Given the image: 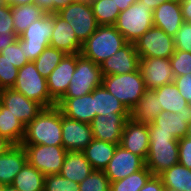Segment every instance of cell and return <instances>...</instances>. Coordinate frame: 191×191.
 Listing matches in <instances>:
<instances>
[{
  "label": "cell",
  "instance_id": "603a6c76",
  "mask_svg": "<svg viewBox=\"0 0 191 191\" xmlns=\"http://www.w3.org/2000/svg\"><path fill=\"white\" fill-rule=\"evenodd\" d=\"M50 46L62 50L66 54L81 53L83 46L77 39L70 23H67L57 13H54V27Z\"/></svg>",
  "mask_w": 191,
  "mask_h": 191
},
{
  "label": "cell",
  "instance_id": "f907efd6",
  "mask_svg": "<svg viewBox=\"0 0 191 191\" xmlns=\"http://www.w3.org/2000/svg\"><path fill=\"white\" fill-rule=\"evenodd\" d=\"M139 1L145 4L147 9H152L154 11L161 3L169 2L172 0H139Z\"/></svg>",
  "mask_w": 191,
  "mask_h": 191
},
{
  "label": "cell",
  "instance_id": "277c9868",
  "mask_svg": "<svg viewBox=\"0 0 191 191\" xmlns=\"http://www.w3.org/2000/svg\"><path fill=\"white\" fill-rule=\"evenodd\" d=\"M102 85L129 111L137 105L146 91L144 79L139 69L127 74L103 76Z\"/></svg>",
  "mask_w": 191,
  "mask_h": 191
},
{
  "label": "cell",
  "instance_id": "ee69618b",
  "mask_svg": "<svg viewBox=\"0 0 191 191\" xmlns=\"http://www.w3.org/2000/svg\"><path fill=\"white\" fill-rule=\"evenodd\" d=\"M15 33L11 7L9 5L0 6V34Z\"/></svg>",
  "mask_w": 191,
  "mask_h": 191
},
{
  "label": "cell",
  "instance_id": "680465c9",
  "mask_svg": "<svg viewBox=\"0 0 191 191\" xmlns=\"http://www.w3.org/2000/svg\"><path fill=\"white\" fill-rule=\"evenodd\" d=\"M4 186H5V185H4L3 183L0 182V191L3 190Z\"/></svg>",
  "mask_w": 191,
  "mask_h": 191
},
{
  "label": "cell",
  "instance_id": "44dd1931",
  "mask_svg": "<svg viewBox=\"0 0 191 191\" xmlns=\"http://www.w3.org/2000/svg\"><path fill=\"white\" fill-rule=\"evenodd\" d=\"M180 0L161 3L153 11V26L174 37L184 23Z\"/></svg>",
  "mask_w": 191,
  "mask_h": 191
},
{
  "label": "cell",
  "instance_id": "e575fe53",
  "mask_svg": "<svg viewBox=\"0 0 191 191\" xmlns=\"http://www.w3.org/2000/svg\"><path fill=\"white\" fill-rule=\"evenodd\" d=\"M65 55L62 50L49 46L33 62L40 75L47 79Z\"/></svg>",
  "mask_w": 191,
  "mask_h": 191
},
{
  "label": "cell",
  "instance_id": "8fae6325",
  "mask_svg": "<svg viewBox=\"0 0 191 191\" xmlns=\"http://www.w3.org/2000/svg\"><path fill=\"white\" fill-rule=\"evenodd\" d=\"M134 45L139 57L170 58L175 52L174 38L155 26L137 39Z\"/></svg>",
  "mask_w": 191,
  "mask_h": 191
},
{
  "label": "cell",
  "instance_id": "f5cc1de1",
  "mask_svg": "<svg viewBox=\"0 0 191 191\" xmlns=\"http://www.w3.org/2000/svg\"><path fill=\"white\" fill-rule=\"evenodd\" d=\"M115 5L118 6L119 11L126 10L130 5L134 4L138 0H113Z\"/></svg>",
  "mask_w": 191,
  "mask_h": 191
},
{
  "label": "cell",
  "instance_id": "3957f363",
  "mask_svg": "<svg viewBox=\"0 0 191 191\" xmlns=\"http://www.w3.org/2000/svg\"><path fill=\"white\" fill-rule=\"evenodd\" d=\"M179 163L178 140L171 133L149 132V151L145 166L153 176H159Z\"/></svg>",
  "mask_w": 191,
  "mask_h": 191
},
{
  "label": "cell",
  "instance_id": "b9f144b4",
  "mask_svg": "<svg viewBox=\"0 0 191 191\" xmlns=\"http://www.w3.org/2000/svg\"><path fill=\"white\" fill-rule=\"evenodd\" d=\"M173 38L175 50L191 53V23L184 22Z\"/></svg>",
  "mask_w": 191,
  "mask_h": 191
},
{
  "label": "cell",
  "instance_id": "816d5d0a",
  "mask_svg": "<svg viewBox=\"0 0 191 191\" xmlns=\"http://www.w3.org/2000/svg\"><path fill=\"white\" fill-rule=\"evenodd\" d=\"M12 146V142L0 135V155L6 153Z\"/></svg>",
  "mask_w": 191,
  "mask_h": 191
},
{
  "label": "cell",
  "instance_id": "6da1fadb",
  "mask_svg": "<svg viewBox=\"0 0 191 191\" xmlns=\"http://www.w3.org/2000/svg\"><path fill=\"white\" fill-rule=\"evenodd\" d=\"M22 144L63 146L62 112L57 106L43 108L25 127Z\"/></svg>",
  "mask_w": 191,
  "mask_h": 191
},
{
  "label": "cell",
  "instance_id": "5b68a950",
  "mask_svg": "<svg viewBox=\"0 0 191 191\" xmlns=\"http://www.w3.org/2000/svg\"><path fill=\"white\" fill-rule=\"evenodd\" d=\"M153 26V10L136 1L126 10L120 11L114 27L128 43H134Z\"/></svg>",
  "mask_w": 191,
  "mask_h": 191
},
{
  "label": "cell",
  "instance_id": "2e32d148",
  "mask_svg": "<svg viewBox=\"0 0 191 191\" xmlns=\"http://www.w3.org/2000/svg\"><path fill=\"white\" fill-rule=\"evenodd\" d=\"M144 166L145 161L140 156L118 145L104 172L110 182H115L141 170Z\"/></svg>",
  "mask_w": 191,
  "mask_h": 191
},
{
  "label": "cell",
  "instance_id": "91938a15",
  "mask_svg": "<svg viewBox=\"0 0 191 191\" xmlns=\"http://www.w3.org/2000/svg\"><path fill=\"white\" fill-rule=\"evenodd\" d=\"M73 1H87V2H91L92 0H73Z\"/></svg>",
  "mask_w": 191,
  "mask_h": 191
},
{
  "label": "cell",
  "instance_id": "1f68e13d",
  "mask_svg": "<svg viewBox=\"0 0 191 191\" xmlns=\"http://www.w3.org/2000/svg\"><path fill=\"white\" fill-rule=\"evenodd\" d=\"M0 135L13 144H22L25 136L24 124L0 103Z\"/></svg>",
  "mask_w": 191,
  "mask_h": 191
},
{
  "label": "cell",
  "instance_id": "83f0119b",
  "mask_svg": "<svg viewBox=\"0 0 191 191\" xmlns=\"http://www.w3.org/2000/svg\"><path fill=\"white\" fill-rule=\"evenodd\" d=\"M94 113L98 115L113 116V113H130L127 107L103 86L93 90Z\"/></svg>",
  "mask_w": 191,
  "mask_h": 191
},
{
  "label": "cell",
  "instance_id": "db71d44e",
  "mask_svg": "<svg viewBox=\"0 0 191 191\" xmlns=\"http://www.w3.org/2000/svg\"><path fill=\"white\" fill-rule=\"evenodd\" d=\"M34 0H12V7L21 6L25 4H33Z\"/></svg>",
  "mask_w": 191,
  "mask_h": 191
},
{
  "label": "cell",
  "instance_id": "bcb514c9",
  "mask_svg": "<svg viewBox=\"0 0 191 191\" xmlns=\"http://www.w3.org/2000/svg\"><path fill=\"white\" fill-rule=\"evenodd\" d=\"M174 83L180 94L185 98L188 104L191 105V73L175 77Z\"/></svg>",
  "mask_w": 191,
  "mask_h": 191
},
{
  "label": "cell",
  "instance_id": "ffe728a7",
  "mask_svg": "<svg viewBox=\"0 0 191 191\" xmlns=\"http://www.w3.org/2000/svg\"><path fill=\"white\" fill-rule=\"evenodd\" d=\"M76 69V53L66 54L47 78L50 97L57 103L66 93Z\"/></svg>",
  "mask_w": 191,
  "mask_h": 191
},
{
  "label": "cell",
  "instance_id": "7c38bea8",
  "mask_svg": "<svg viewBox=\"0 0 191 191\" xmlns=\"http://www.w3.org/2000/svg\"><path fill=\"white\" fill-rule=\"evenodd\" d=\"M0 103L17 117L26 127L44 108L35 100L26 98L13 88H4L0 93Z\"/></svg>",
  "mask_w": 191,
  "mask_h": 191
},
{
  "label": "cell",
  "instance_id": "8d00e7d4",
  "mask_svg": "<svg viewBox=\"0 0 191 191\" xmlns=\"http://www.w3.org/2000/svg\"><path fill=\"white\" fill-rule=\"evenodd\" d=\"M110 180L103 170H94L80 184V191H110Z\"/></svg>",
  "mask_w": 191,
  "mask_h": 191
},
{
  "label": "cell",
  "instance_id": "7402d4cb",
  "mask_svg": "<svg viewBox=\"0 0 191 191\" xmlns=\"http://www.w3.org/2000/svg\"><path fill=\"white\" fill-rule=\"evenodd\" d=\"M56 106L70 119L90 124L95 118L93 91L75 98H61Z\"/></svg>",
  "mask_w": 191,
  "mask_h": 191
},
{
  "label": "cell",
  "instance_id": "4fadbf2b",
  "mask_svg": "<svg viewBox=\"0 0 191 191\" xmlns=\"http://www.w3.org/2000/svg\"><path fill=\"white\" fill-rule=\"evenodd\" d=\"M139 70L146 89H156L174 82V74L169 58L139 57Z\"/></svg>",
  "mask_w": 191,
  "mask_h": 191
},
{
  "label": "cell",
  "instance_id": "4316f807",
  "mask_svg": "<svg viewBox=\"0 0 191 191\" xmlns=\"http://www.w3.org/2000/svg\"><path fill=\"white\" fill-rule=\"evenodd\" d=\"M118 145L120 144L93 139L82 153L94 170L104 171Z\"/></svg>",
  "mask_w": 191,
  "mask_h": 191
},
{
  "label": "cell",
  "instance_id": "cb8c5ba5",
  "mask_svg": "<svg viewBox=\"0 0 191 191\" xmlns=\"http://www.w3.org/2000/svg\"><path fill=\"white\" fill-rule=\"evenodd\" d=\"M27 162V153L22 144L13 146L4 154L0 155V182L11 185L16 174Z\"/></svg>",
  "mask_w": 191,
  "mask_h": 191
},
{
  "label": "cell",
  "instance_id": "484cf974",
  "mask_svg": "<svg viewBox=\"0 0 191 191\" xmlns=\"http://www.w3.org/2000/svg\"><path fill=\"white\" fill-rule=\"evenodd\" d=\"M161 111L162 106L158 103L156 91L146 89L137 105L130 111V117L136 122L150 124Z\"/></svg>",
  "mask_w": 191,
  "mask_h": 191
},
{
  "label": "cell",
  "instance_id": "4dcf8cb0",
  "mask_svg": "<svg viewBox=\"0 0 191 191\" xmlns=\"http://www.w3.org/2000/svg\"><path fill=\"white\" fill-rule=\"evenodd\" d=\"M44 179L45 176L27 161L11 185L20 191H44Z\"/></svg>",
  "mask_w": 191,
  "mask_h": 191
},
{
  "label": "cell",
  "instance_id": "d6a6232c",
  "mask_svg": "<svg viewBox=\"0 0 191 191\" xmlns=\"http://www.w3.org/2000/svg\"><path fill=\"white\" fill-rule=\"evenodd\" d=\"M165 187L179 191H191V170L177 163L159 175Z\"/></svg>",
  "mask_w": 191,
  "mask_h": 191
},
{
  "label": "cell",
  "instance_id": "9c48e42d",
  "mask_svg": "<svg viewBox=\"0 0 191 191\" xmlns=\"http://www.w3.org/2000/svg\"><path fill=\"white\" fill-rule=\"evenodd\" d=\"M57 14L72 26L77 39L83 44L98 28L90 2L72 1Z\"/></svg>",
  "mask_w": 191,
  "mask_h": 191
},
{
  "label": "cell",
  "instance_id": "5bb4252c",
  "mask_svg": "<svg viewBox=\"0 0 191 191\" xmlns=\"http://www.w3.org/2000/svg\"><path fill=\"white\" fill-rule=\"evenodd\" d=\"M191 128V105H187V111L172 113L161 111L154 119L153 123L148 124L149 132L171 133L177 140L189 135Z\"/></svg>",
  "mask_w": 191,
  "mask_h": 191
},
{
  "label": "cell",
  "instance_id": "c3c4849f",
  "mask_svg": "<svg viewBox=\"0 0 191 191\" xmlns=\"http://www.w3.org/2000/svg\"><path fill=\"white\" fill-rule=\"evenodd\" d=\"M18 38L16 33L0 34V53L7 46L12 45Z\"/></svg>",
  "mask_w": 191,
  "mask_h": 191
},
{
  "label": "cell",
  "instance_id": "836d02e7",
  "mask_svg": "<svg viewBox=\"0 0 191 191\" xmlns=\"http://www.w3.org/2000/svg\"><path fill=\"white\" fill-rule=\"evenodd\" d=\"M152 176L150 170L144 166L141 170L132 173L126 178L111 182L110 191H140Z\"/></svg>",
  "mask_w": 191,
  "mask_h": 191
},
{
  "label": "cell",
  "instance_id": "f6af8a7d",
  "mask_svg": "<svg viewBox=\"0 0 191 191\" xmlns=\"http://www.w3.org/2000/svg\"><path fill=\"white\" fill-rule=\"evenodd\" d=\"M73 0H34L46 13H57L67 7Z\"/></svg>",
  "mask_w": 191,
  "mask_h": 191
},
{
  "label": "cell",
  "instance_id": "d590c367",
  "mask_svg": "<svg viewBox=\"0 0 191 191\" xmlns=\"http://www.w3.org/2000/svg\"><path fill=\"white\" fill-rule=\"evenodd\" d=\"M93 14L99 25H114L120 13L113 0H92Z\"/></svg>",
  "mask_w": 191,
  "mask_h": 191
},
{
  "label": "cell",
  "instance_id": "7dc6e473",
  "mask_svg": "<svg viewBox=\"0 0 191 191\" xmlns=\"http://www.w3.org/2000/svg\"><path fill=\"white\" fill-rule=\"evenodd\" d=\"M164 185L159 176H152L140 191H163Z\"/></svg>",
  "mask_w": 191,
  "mask_h": 191
},
{
  "label": "cell",
  "instance_id": "d6986e66",
  "mask_svg": "<svg viewBox=\"0 0 191 191\" xmlns=\"http://www.w3.org/2000/svg\"><path fill=\"white\" fill-rule=\"evenodd\" d=\"M120 145L145 161L149 151L148 124L136 122L130 117L124 126Z\"/></svg>",
  "mask_w": 191,
  "mask_h": 191
},
{
  "label": "cell",
  "instance_id": "ab89813d",
  "mask_svg": "<svg viewBox=\"0 0 191 191\" xmlns=\"http://www.w3.org/2000/svg\"><path fill=\"white\" fill-rule=\"evenodd\" d=\"M18 68L0 54V85L4 88H13L18 76Z\"/></svg>",
  "mask_w": 191,
  "mask_h": 191
},
{
  "label": "cell",
  "instance_id": "30bf717a",
  "mask_svg": "<svg viewBox=\"0 0 191 191\" xmlns=\"http://www.w3.org/2000/svg\"><path fill=\"white\" fill-rule=\"evenodd\" d=\"M27 153V161L44 176L59 174L68 152L63 146L44 144H22Z\"/></svg>",
  "mask_w": 191,
  "mask_h": 191
},
{
  "label": "cell",
  "instance_id": "11a10c76",
  "mask_svg": "<svg viewBox=\"0 0 191 191\" xmlns=\"http://www.w3.org/2000/svg\"><path fill=\"white\" fill-rule=\"evenodd\" d=\"M2 191H20L12 185H5Z\"/></svg>",
  "mask_w": 191,
  "mask_h": 191
},
{
  "label": "cell",
  "instance_id": "ac0fdd59",
  "mask_svg": "<svg viewBox=\"0 0 191 191\" xmlns=\"http://www.w3.org/2000/svg\"><path fill=\"white\" fill-rule=\"evenodd\" d=\"M94 139L90 124L62 114V142L67 151L82 152Z\"/></svg>",
  "mask_w": 191,
  "mask_h": 191
},
{
  "label": "cell",
  "instance_id": "8992f818",
  "mask_svg": "<svg viewBox=\"0 0 191 191\" xmlns=\"http://www.w3.org/2000/svg\"><path fill=\"white\" fill-rule=\"evenodd\" d=\"M54 27V13H47L41 19L33 22L19 37L20 48L24 50L26 59L33 62L50 46Z\"/></svg>",
  "mask_w": 191,
  "mask_h": 191
},
{
  "label": "cell",
  "instance_id": "681fc988",
  "mask_svg": "<svg viewBox=\"0 0 191 191\" xmlns=\"http://www.w3.org/2000/svg\"><path fill=\"white\" fill-rule=\"evenodd\" d=\"M183 19L191 23V0H180Z\"/></svg>",
  "mask_w": 191,
  "mask_h": 191
},
{
  "label": "cell",
  "instance_id": "7a4b0ae2",
  "mask_svg": "<svg viewBox=\"0 0 191 191\" xmlns=\"http://www.w3.org/2000/svg\"><path fill=\"white\" fill-rule=\"evenodd\" d=\"M128 42L114 25H99L83 43L81 55L100 65Z\"/></svg>",
  "mask_w": 191,
  "mask_h": 191
},
{
  "label": "cell",
  "instance_id": "d4e9b609",
  "mask_svg": "<svg viewBox=\"0 0 191 191\" xmlns=\"http://www.w3.org/2000/svg\"><path fill=\"white\" fill-rule=\"evenodd\" d=\"M93 171V167L82 152L68 151L59 174L64 178L80 184Z\"/></svg>",
  "mask_w": 191,
  "mask_h": 191
},
{
  "label": "cell",
  "instance_id": "ba28073f",
  "mask_svg": "<svg viewBox=\"0 0 191 191\" xmlns=\"http://www.w3.org/2000/svg\"><path fill=\"white\" fill-rule=\"evenodd\" d=\"M100 65L76 53V69L62 98H75L91 93L102 85Z\"/></svg>",
  "mask_w": 191,
  "mask_h": 191
},
{
  "label": "cell",
  "instance_id": "60d3db41",
  "mask_svg": "<svg viewBox=\"0 0 191 191\" xmlns=\"http://www.w3.org/2000/svg\"><path fill=\"white\" fill-rule=\"evenodd\" d=\"M0 54H2L5 59L11 62L18 69L29 62L26 59L24 50L20 48L19 37L12 45L3 49Z\"/></svg>",
  "mask_w": 191,
  "mask_h": 191
},
{
  "label": "cell",
  "instance_id": "6f0895ef",
  "mask_svg": "<svg viewBox=\"0 0 191 191\" xmlns=\"http://www.w3.org/2000/svg\"><path fill=\"white\" fill-rule=\"evenodd\" d=\"M163 191H179V190L170 189V188L164 186V190Z\"/></svg>",
  "mask_w": 191,
  "mask_h": 191
},
{
  "label": "cell",
  "instance_id": "f1b7e54d",
  "mask_svg": "<svg viewBox=\"0 0 191 191\" xmlns=\"http://www.w3.org/2000/svg\"><path fill=\"white\" fill-rule=\"evenodd\" d=\"M163 111L178 113L187 111L188 102L180 94L174 82L154 89Z\"/></svg>",
  "mask_w": 191,
  "mask_h": 191
},
{
  "label": "cell",
  "instance_id": "74e56055",
  "mask_svg": "<svg viewBox=\"0 0 191 191\" xmlns=\"http://www.w3.org/2000/svg\"><path fill=\"white\" fill-rule=\"evenodd\" d=\"M44 191H80L79 184L62 177L60 174L46 175Z\"/></svg>",
  "mask_w": 191,
  "mask_h": 191
},
{
  "label": "cell",
  "instance_id": "e0dca14e",
  "mask_svg": "<svg viewBox=\"0 0 191 191\" xmlns=\"http://www.w3.org/2000/svg\"><path fill=\"white\" fill-rule=\"evenodd\" d=\"M139 59L134 43H127L100 64L102 76L135 72L139 69Z\"/></svg>",
  "mask_w": 191,
  "mask_h": 191
},
{
  "label": "cell",
  "instance_id": "f35d334b",
  "mask_svg": "<svg viewBox=\"0 0 191 191\" xmlns=\"http://www.w3.org/2000/svg\"><path fill=\"white\" fill-rule=\"evenodd\" d=\"M174 77L191 73V53L175 50L169 58Z\"/></svg>",
  "mask_w": 191,
  "mask_h": 191
},
{
  "label": "cell",
  "instance_id": "52a82bcc",
  "mask_svg": "<svg viewBox=\"0 0 191 191\" xmlns=\"http://www.w3.org/2000/svg\"><path fill=\"white\" fill-rule=\"evenodd\" d=\"M13 89L26 98L35 100L44 108L56 106L47 88V79L40 75L34 62H28L18 70V76Z\"/></svg>",
  "mask_w": 191,
  "mask_h": 191
},
{
  "label": "cell",
  "instance_id": "9f6ffc18",
  "mask_svg": "<svg viewBox=\"0 0 191 191\" xmlns=\"http://www.w3.org/2000/svg\"><path fill=\"white\" fill-rule=\"evenodd\" d=\"M3 2L4 5H9L10 7H12V0H1Z\"/></svg>",
  "mask_w": 191,
  "mask_h": 191
},
{
  "label": "cell",
  "instance_id": "f546056e",
  "mask_svg": "<svg viewBox=\"0 0 191 191\" xmlns=\"http://www.w3.org/2000/svg\"><path fill=\"white\" fill-rule=\"evenodd\" d=\"M14 31L19 36L33 22L41 19L47 13L36 3L11 7Z\"/></svg>",
  "mask_w": 191,
  "mask_h": 191
},
{
  "label": "cell",
  "instance_id": "7bdbcfd3",
  "mask_svg": "<svg viewBox=\"0 0 191 191\" xmlns=\"http://www.w3.org/2000/svg\"><path fill=\"white\" fill-rule=\"evenodd\" d=\"M179 163L191 170V136L178 140Z\"/></svg>",
  "mask_w": 191,
  "mask_h": 191
},
{
  "label": "cell",
  "instance_id": "9a60e30c",
  "mask_svg": "<svg viewBox=\"0 0 191 191\" xmlns=\"http://www.w3.org/2000/svg\"><path fill=\"white\" fill-rule=\"evenodd\" d=\"M129 118L130 113L95 116L90 123L94 139L120 144L124 126Z\"/></svg>",
  "mask_w": 191,
  "mask_h": 191
}]
</instances>
